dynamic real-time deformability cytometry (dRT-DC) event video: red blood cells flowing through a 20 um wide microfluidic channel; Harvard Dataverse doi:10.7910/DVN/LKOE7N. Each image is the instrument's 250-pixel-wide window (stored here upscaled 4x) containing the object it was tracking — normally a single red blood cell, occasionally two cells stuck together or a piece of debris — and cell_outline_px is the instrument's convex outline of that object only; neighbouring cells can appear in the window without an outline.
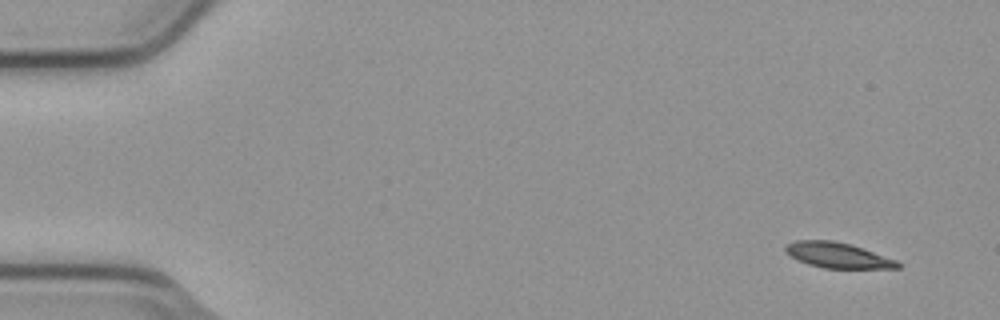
{"species": "common noctule bat (a hibernating species)", "species_latin": "Nyctalus noctula", "temperature_condition": "cold", "stored_images_in_passage": 8, "camera_frame_rate_fps": 3000, "um_per_image_px": 0.085, "animal": {"sex": "male", "body_mass_g": 23.1, "forearm_length_mm": 52.7}, "frame": {"image": 1, "passage_image": 1, "time_ms": 0.0, "image_size_px": [1000, 320], "cell_outline_px": [[900, 268], [824, 268], [808, 264], [784, 252], [784, 248], [788, 244], [796, 240], [832, 240], [848, 244], [896, 260], [900, 264]], "centroid_in_image_um": [71.17, 21.7], "position_along_channel_um": 13.8, "area_um2": 16.18}}
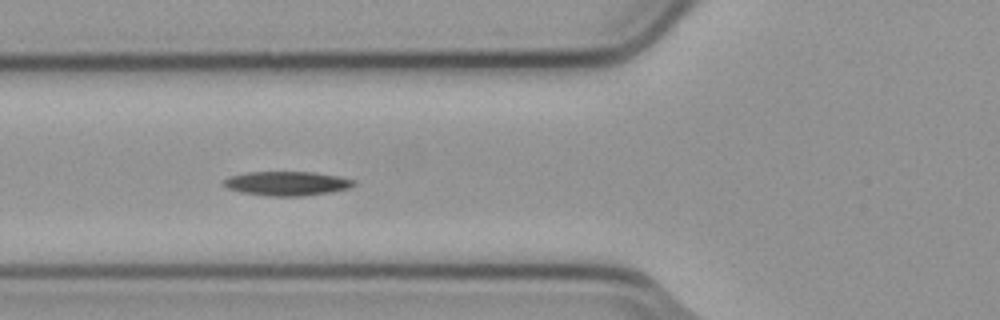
{"frame": {"image": 2, "passage_image": 6, "time_ms": 1.667, "image_size_px": [1000, 320], "cell_outline_px": [[356, 184], [348, 188], [332, 192], [304, 196], [268, 196], [240, 192], [228, 188], [224, 184], [224, 180], [228, 176], [248, 172], [312, 172], [340, 176], [356, 180]], "centroid_in_image_um": [24.42, 15.59], "position_along_channel_um": 101.4, "area_um2": 18.44}}
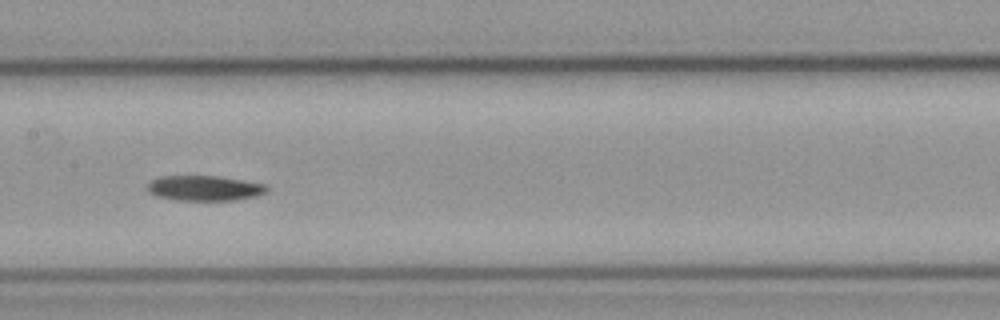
{"frame": {"image": 3, "passage_image": 8, "time_ms": 2.333, "image_size_px": [1000, 320], "cell_outline_px": [[268, 188], [264, 192], [256, 196], [236, 200], [176, 200], [156, 196], [148, 192], [148, 184], [152, 180], [160, 176], [220, 176], [264, 184]], "centroid_in_image_um": [17.35, 15.99], "position_along_channel_um": 190.0, "area_um2": 17.4}}